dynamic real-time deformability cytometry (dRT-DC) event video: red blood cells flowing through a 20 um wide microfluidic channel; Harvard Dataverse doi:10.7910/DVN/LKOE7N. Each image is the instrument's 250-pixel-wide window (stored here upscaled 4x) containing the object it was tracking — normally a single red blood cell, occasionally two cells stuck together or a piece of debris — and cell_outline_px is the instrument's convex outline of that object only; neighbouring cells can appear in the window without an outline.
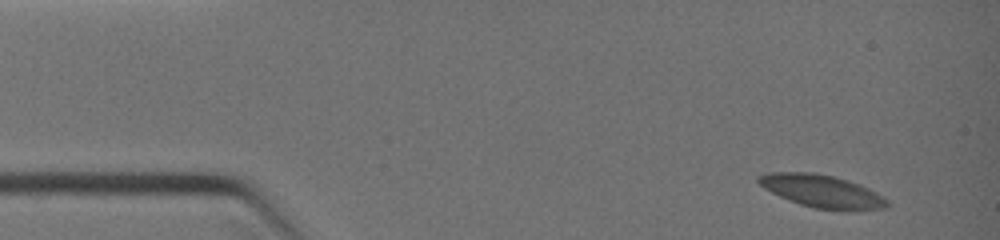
{"species": "common noctule bat (a hibernating species)", "species_latin": "Nyctalus noctula", "temperature_condition": "warm", "stored_images_in_passage": 13, "camera_frame_rate_fps": 3000, "um_per_image_px": 0.085, "animal": {"sex": "female", "body_mass_g": 19.0, "forearm_length_mm": 51.5}, "frame": {"image": 1, "passage_image": 1, "time_ms": 0.0, "image_size_px": [1000, 240], "cell_outline_px": [[888, 204], [884, 208], [812, 208], [800, 204], [780, 196], [764, 188], [756, 180], [756, 176], [768, 172], [816, 172], [832, 176], [860, 184], [876, 192], [888, 200]], "centroid_in_image_um": [69.78, 16.2], "position_along_channel_um": 15.2, "area_um2": 23.76}}